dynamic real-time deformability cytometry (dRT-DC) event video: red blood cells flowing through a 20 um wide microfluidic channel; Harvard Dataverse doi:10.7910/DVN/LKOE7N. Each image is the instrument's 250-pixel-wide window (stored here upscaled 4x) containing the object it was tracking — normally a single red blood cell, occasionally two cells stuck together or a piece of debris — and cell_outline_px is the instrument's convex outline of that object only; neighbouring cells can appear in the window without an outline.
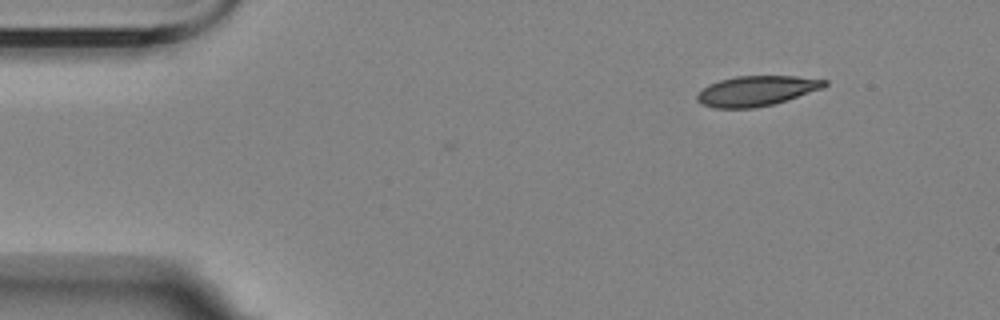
{"species": "Egyptian fruit bat (a non-hibernating species)", "species_latin": "Rousettus aegyptiacus", "temperature_condition": "room temperature", "stored_images_in_passage": 5, "segment_of_instrument_passage": [2, 2], "camera_frame_rate_fps": 3000, "um_per_image_px": 0.085, "animal": {"sex": "female"}, "frame": {"image": 1, "passage_image": 5, "time_ms": 5.333, "image_size_px": [1000, 320], "cell_outline_px": [[828, 84], [824, 88], [772, 104], [752, 108], [712, 108], [700, 104], [696, 100], [696, 96], [708, 84], [720, 80], [736, 76], [796, 76], [828, 80]], "centroid_in_image_um": [64.29, 7.72], "position_along_channel_um": 20.7, "area_um2": 22.31}}